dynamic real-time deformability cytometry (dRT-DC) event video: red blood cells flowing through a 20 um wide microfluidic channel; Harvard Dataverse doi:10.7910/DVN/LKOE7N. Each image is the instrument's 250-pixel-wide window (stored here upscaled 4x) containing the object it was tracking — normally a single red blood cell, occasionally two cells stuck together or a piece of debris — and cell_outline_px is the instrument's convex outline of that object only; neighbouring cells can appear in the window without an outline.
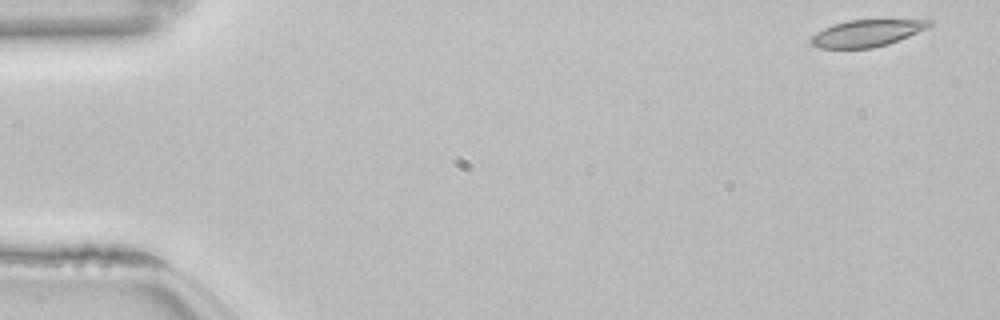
{"species": "common noctule bat (a hibernating species)", "species_latin": "Nyctalus noctula", "temperature_condition": "room temperature", "stored_images_in_passage": 52, "camera_frame_rate_fps": 3000, "um_per_image_px": 0.085, "animal": {"sex": "female", "body_mass_g": 22.7, "forearm_length_mm": 54.2}, "frame": {"image": 1, "passage_image": 1, "time_ms": 0.0, "image_size_px": [1000, 320], "cell_outline_px": [[932, 24], [928, 28], [888, 44], [872, 48], [820, 48], [812, 44], [808, 40], [812, 36], [824, 28], [832, 24], [848, 20], [932, 20]], "centroid_in_image_um": [73.66, 2.82], "position_along_channel_um": 11.3, "area_um2": 18.32}}
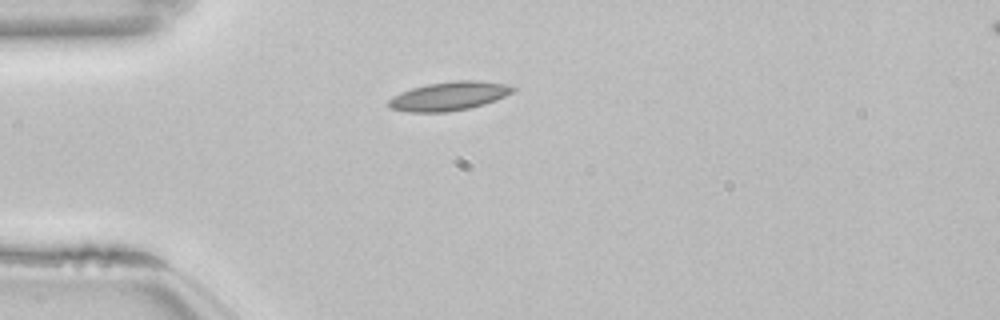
{"frame": {"image": 2, "passage_image": 13, "time_ms": 4.0, "image_size_px": [1000, 320], "cell_outline_px": [[516, 92], [496, 100], [484, 104], [468, 108], [448, 112], [408, 112], [392, 108], [388, 104], [388, 100], [392, 96], [400, 92], [412, 88], [428, 84], [456, 80], [476, 80], [504, 84], [516, 88]], "centroid_in_image_um": [38.18, 8.17], "position_along_channel_um": 46.8, "area_um2": 20.81}}
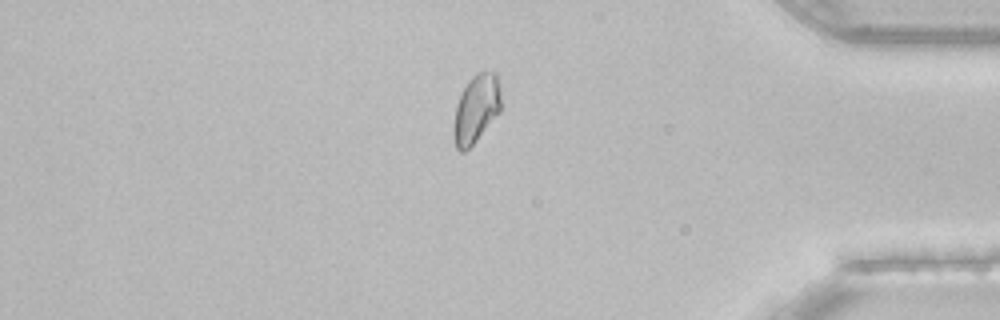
{"frame": {"image": 3, "passage_image": 44, "time_ms": 14.333, "image_size_px": [1000, 320], "cell_outline_px": [[500, 112], [476, 140], [464, 152], [460, 152], [456, 148], [452, 136], [452, 128], [456, 104], [468, 80], [476, 72], [496, 72], [500, 92]], "centroid_in_image_um": [40.44, 9.26], "position_along_channel_um": 394.8, "area_um2": 18.84}, "authors_computed_cell_mechanics": {"area_um2": 18.9006, "velocity_mm_per_s": 3.8349, "shape_relaxation_time_tau1_ms": 3.5299, "shape_relaxation_time_tau2_ms": 4.5009, "deformation_change_tau1": 0.1001, "deformation_change_tau2": 0.0931}}